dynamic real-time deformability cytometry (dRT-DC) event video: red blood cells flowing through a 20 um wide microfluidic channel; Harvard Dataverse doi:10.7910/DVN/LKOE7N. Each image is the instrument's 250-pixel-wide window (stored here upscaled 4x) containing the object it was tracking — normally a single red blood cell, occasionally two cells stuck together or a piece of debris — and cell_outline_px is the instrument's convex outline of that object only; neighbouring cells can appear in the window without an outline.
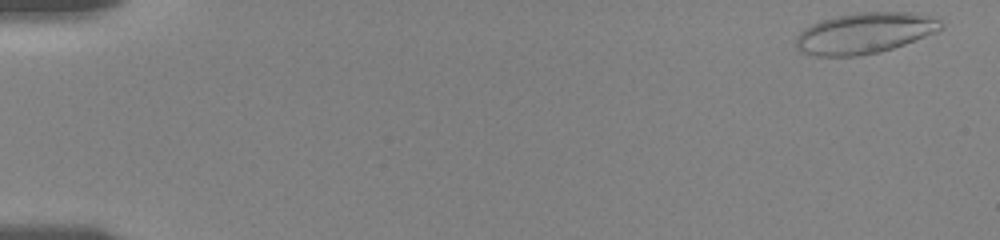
{"species": "human", "species_latin": "Homo sapiens", "temperature_condition": "room temperature", "stored_images_in_passage": 55, "camera_frame_rate_fps": 3000, "um_per_image_px": 0.085, "donor": {"sex": "female"}, "frame": {"image": 1, "passage_image": 1, "time_ms": 0.0, "image_size_px": [1000, 240], "cell_outline_px": [[944, 28], [936, 32], [904, 44], [892, 48], [860, 56], [816, 56], [800, 52], [796, 48], [796, 36], [804, 28], [820, 20], [860, 12], [912, 12], [928, 16], [940, 20], [944, 24]], "centroid_in_image_um": [73.48, 2.82], "position_along_channel_um": 11.5, "area_um2": 34.45}}
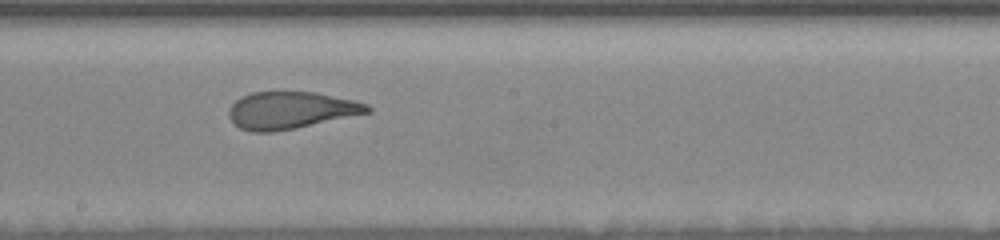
{"frame": {"image": 2, "passage_image": 31, "time_ms": 10.0, "image_size_px": [1000, 240], "cell_outline_px": [[372, 112], [296, 128], [272, 132], [252, 132], [240, 128], [228, 116], [228, 112], [232, 104], [240, 96], [252, 92], [316, 92], [352, 100], [368, 104], [372, 108]], "centroid_in_image_um": [24.72, 9.37], "position_along_channel_um": 223.5, "area_um2": 29.94}}
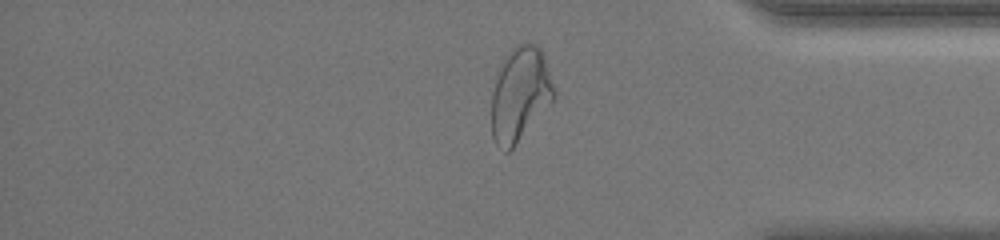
{"frame": {"image": 3, "passage_image": 46, "time_ms": 15.0, "image_size_px": [1000, 240], "cell_outline_px": [[556, 96], [512, 148], [508, 152], [504, 152], [496, 144], [492, 136], [492, 92], [500, 68], [504, 60], [512, 48], [516, 44], [536, 44], [540, 48], [556, 88]], "centroid_in_image_um": [44.21, 8.01], "position_along_channel_um": 391.0, "area_um2": 33.64}, "authors_computed_cell_mechanics": {"area_um2": 32.8882, "velocity_mm_per_s": 3.6187, "shape_relaxation_time_tau1_ms": 8.5815, "shape_relaxation_time_tau2_ms": 1.3222, "deformation_change_tau1": 0.2706, "deformation_change_tau2": 0.0755}}